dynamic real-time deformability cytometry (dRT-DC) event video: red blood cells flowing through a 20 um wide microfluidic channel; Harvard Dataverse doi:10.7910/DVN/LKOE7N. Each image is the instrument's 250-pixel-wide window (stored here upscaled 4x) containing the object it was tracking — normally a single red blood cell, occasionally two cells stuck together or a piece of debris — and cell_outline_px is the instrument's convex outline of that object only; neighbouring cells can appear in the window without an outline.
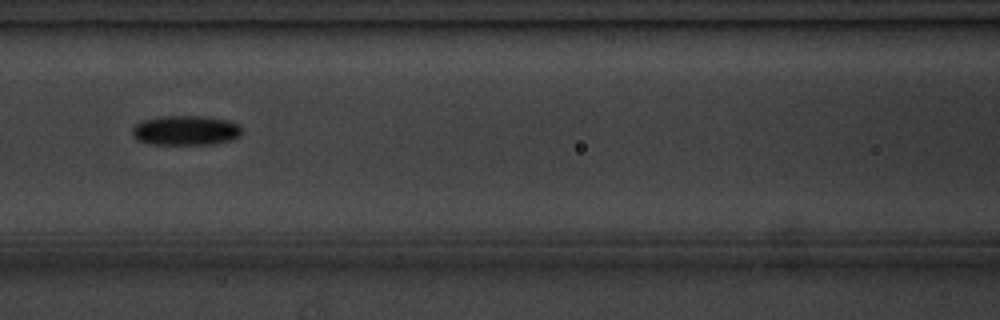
{"species": "common noctule bat (a hibernating species)", "species_latin": "Nyctalus noctula", "temperature_condition": "cold", "stored_images_in_passage": 9, "camera_frame_rate_fps": 3000, "um_per_image_px": 0.085, "animal": {"sex": "male", "body_mass_g": 20.1, "forearm_length_mm": 53.5}, "frame": {"image": 1, "passage_image": 7, "time_ms": 7.0, "image_size_px": [1000, 320], "cell_outline_px": [[240, 136], [232, 140], [216, 144], [152, 144], [140, 140], [132, 132], [132, 128], [140, 120], [164, 116], [200, 116], [228, 120], [240, 124]], "centroid_in_image_um": [15.82, 11.08], "position_along_channel_um": 150.8, "area_um2": 18.9}}